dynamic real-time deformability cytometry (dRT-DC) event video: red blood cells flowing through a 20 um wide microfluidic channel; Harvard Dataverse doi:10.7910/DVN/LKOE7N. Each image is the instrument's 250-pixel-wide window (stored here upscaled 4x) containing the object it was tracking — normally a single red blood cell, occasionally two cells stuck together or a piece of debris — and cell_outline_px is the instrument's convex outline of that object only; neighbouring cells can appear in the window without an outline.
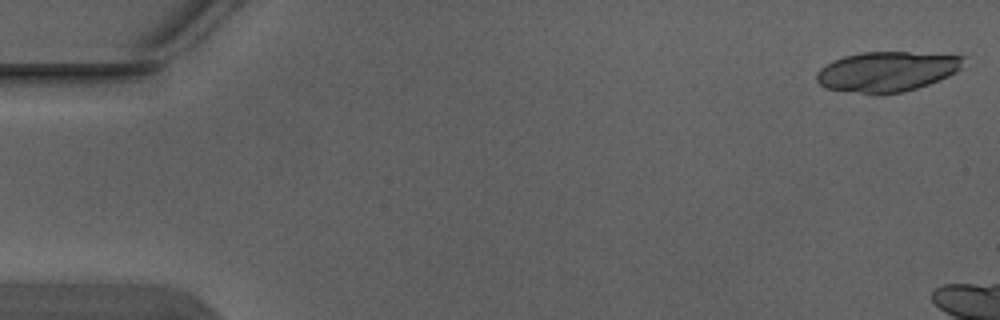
{"species": "Egyptian fruit bat (a non-hibernating species)", "species_latin": "Rousettus aegyptiacus", "temperature_condition": "warm", "stored_images_in_passage": 3, "camera_frame_rate_fps": 3000, "um_per_image_px": 0.085, "animal": {"sex": "male"}, "frame": {"image": 1, "passage_image": 1, "time_ms": 0.0, "image_size_px": [1000, 320], "cell_outline_px": [[968, 56], [964, 68], [948, 76], [928, 84], [904, 92], [880, 96], [876, 96], [824, 88], [816, 80], [816, 72], [820, 68], [832, 60], [844, 56], [860, 52], [908, 52]], "centroid_in_image_um": [75.4, 6.1], "position_along_channel_um": 9.6, "area_um2": 35.14}}